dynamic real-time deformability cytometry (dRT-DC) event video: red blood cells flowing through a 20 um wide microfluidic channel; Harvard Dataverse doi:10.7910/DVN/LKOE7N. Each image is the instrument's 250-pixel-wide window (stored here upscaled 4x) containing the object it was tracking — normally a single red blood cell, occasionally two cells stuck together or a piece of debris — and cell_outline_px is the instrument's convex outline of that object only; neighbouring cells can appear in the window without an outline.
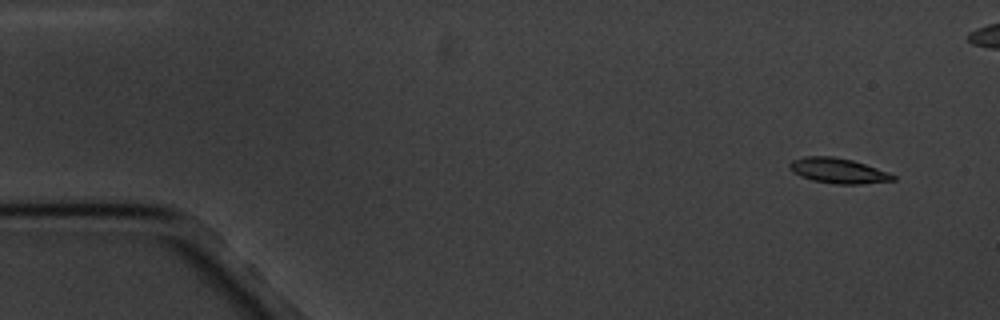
{"species": "common noctule bat (a hibernating species)", "species_latin": "Nyctalus noctula", "temperature_condition": "cold", "stored_images_in_passage": 5, "camera_frame_rate_fps": 3000, "um_per_image_px": 0.085, "animal": {"sex": "male", "body_mass_g": 20.1, "forearm_length_mm": 53.5}, "frame": {"image": 1, "passage_image": 1, "time_ms": 0.0, "image_size_px": [1000, 320], "cell_outline_px": [[896, 180], [860, 184], [836, 184], [812, 180], [800, 176], [792, 172], [788, 168], [788, 164], [792, 160], [804, 156], [832, 156], [852, 160], [888, 172], [896, 176]], "centroid_in_image_um": [71.2, 14.51], "position_along_channel_um": 13.8, "area_um2": 15.2}}